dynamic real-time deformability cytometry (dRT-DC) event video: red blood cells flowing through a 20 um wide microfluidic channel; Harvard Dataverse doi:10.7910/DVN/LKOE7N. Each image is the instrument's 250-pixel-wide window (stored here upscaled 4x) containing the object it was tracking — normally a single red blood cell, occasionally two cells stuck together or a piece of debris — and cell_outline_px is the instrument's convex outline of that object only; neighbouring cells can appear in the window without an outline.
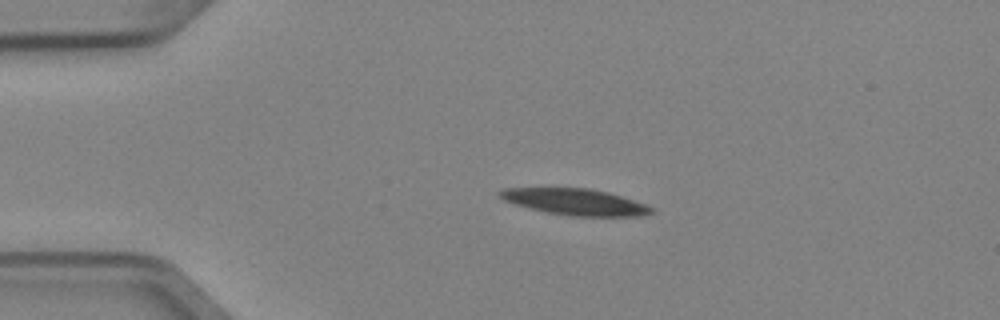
{"species": "Egyptian fruit bat (a non-hibernating species)", "species_latin": "Rousettus aegyptiacus", "temperature_condition": "cold", "stored_images_in_passage": 4, "camera_frame_rate_fps": 3000, "um_per_image_px": 0.085, "animal": {"sex": "female"}, "frame": {"image": 1, "passage_image": 2, "time_ms": 0.333, "image_size_px": [1000, 320], "cell_outline_px": [[656, 212], [640, 216], [576, 216], [548, 212], [516, 204], [504, 200], [496, 196], [496, 192], [504, 188], [588, 188], [608, 192], [656, 208]], "centroid_in_image_um": [48.9, 17.15], "position_along_channel_um": 36.1, "area_um2": 23.06}}